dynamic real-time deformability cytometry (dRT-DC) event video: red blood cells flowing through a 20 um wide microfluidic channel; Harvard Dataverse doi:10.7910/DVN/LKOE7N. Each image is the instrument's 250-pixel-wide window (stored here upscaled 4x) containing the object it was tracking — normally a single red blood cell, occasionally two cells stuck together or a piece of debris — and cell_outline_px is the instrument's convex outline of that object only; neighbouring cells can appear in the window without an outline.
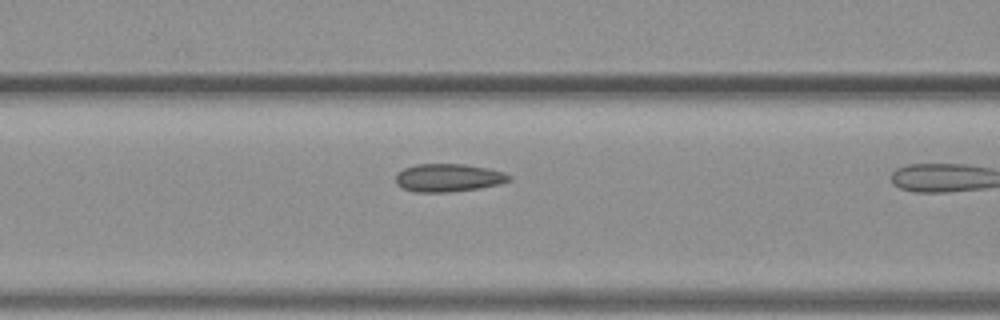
{"species": "common noctule bat (a hibernating species)", "species_latin": "Nyctalus noctula", "temperature_condition": "warm", "stored_images_in_passage": 11, "camera_frame_rate_fps": 3000, "um_per_image_px": 0.085, "animal": {"sex": "female", "body_mass_g": 19.3, "forearm_length_mm": 54.1}, "frame": {"image": 1, "passage_image": 10, "time_ms": 3.0, "image_size_px": [1000, 320], "cell_outline_px": [[512, 180], [500, 184], [480, 188], [452, 192], [416, 192], [404, 188], [396, 184], [396, 172], [404, 168], [416, 164], [464, 164], [488, 168], [504, 172], [512, 176]], "centroid_in_image_um": [38.13, 15.11], "position_along_channel_um": 128.5, "area_um2": 18.67}}